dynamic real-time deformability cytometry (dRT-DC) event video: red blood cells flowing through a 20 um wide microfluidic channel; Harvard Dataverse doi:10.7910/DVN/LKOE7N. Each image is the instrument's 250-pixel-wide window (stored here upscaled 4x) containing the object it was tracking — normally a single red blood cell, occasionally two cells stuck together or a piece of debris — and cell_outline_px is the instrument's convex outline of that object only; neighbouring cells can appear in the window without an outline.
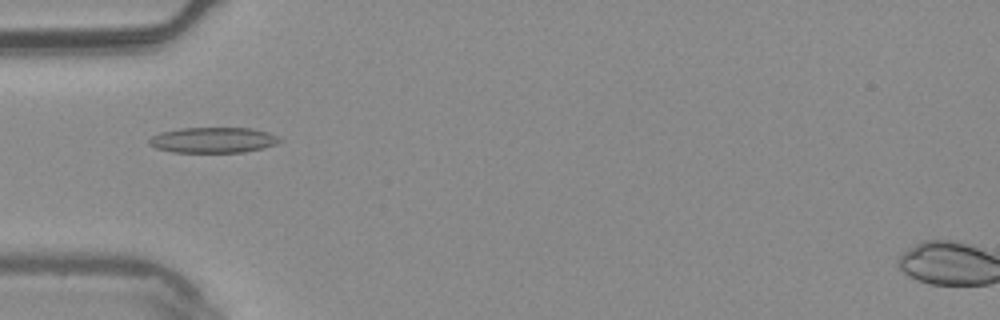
{"species": "common noctule bat (a hibernating species)", "species_latin": "Nyctalus noctula", "temperature_condition": "warm", "stored_images_in_passage": 6, "camera_frame_rate_fps": 3000, "um_per_image_px": 0.085, "animal": {"sex": "male", "body_mass_g": 20.4}, "frame": {"image": 1, "passage_image": 5, "time_ms": 1.333, "image_size_px": [1000, 320], "cell_outline_px": [[280, 140], [276, 144], [264, 148], [244, 152], [172, 152], [156, 148], [148, 144], [148, 140], [152, 136], [160, 132], [180, 128], [252, 128], [268, 132], [276, 136]], "centroid_in_image_um": [18.08, 11.9], "position_along_channel_um": 66.9, "area_um2": 19.42}}